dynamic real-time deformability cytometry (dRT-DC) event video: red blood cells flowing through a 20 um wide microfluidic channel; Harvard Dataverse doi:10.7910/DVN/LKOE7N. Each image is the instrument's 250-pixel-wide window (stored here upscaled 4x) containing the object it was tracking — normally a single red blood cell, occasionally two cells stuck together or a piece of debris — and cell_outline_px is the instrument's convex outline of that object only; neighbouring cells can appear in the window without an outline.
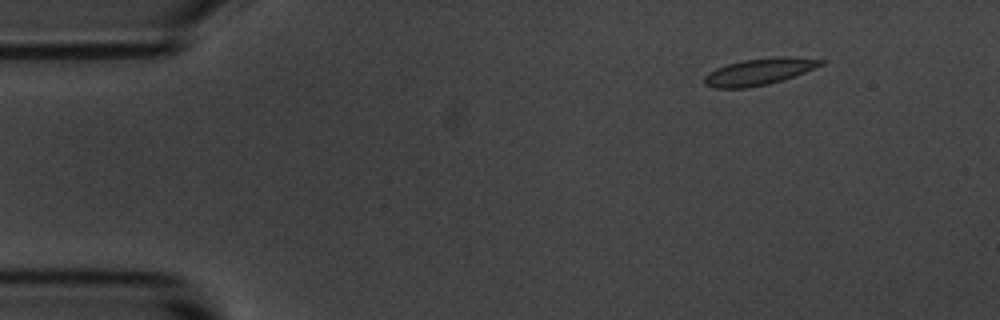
{"species": "common noctule bat (a hibernating species)", "species_latin": "Nyctalus noctula", "temperature_condition": "room temperature", "stored_images_in_passage": 10, "camera_frame_rate_fps": 3000, "um_per_image_px": 0.085, "animal": {"sex": "male", "body_mass_g": 20.1, "forearm_length_mm": 53.5}, "frame": {"image": 1, "passage_image": 2, "time_ms": 1.333, "image_size_px": [1000, 320], "cell_outline_px": [[828, 60], [824, 64], [804, 72], [768, 84], [744, 88], [716, 88], [704, 84], [704, 76], [708, 72], [716, 68], [728, 64], [744, 60], [776, 56], [784, 56]], "centroid_in_image_um": [64.52, 6.08], "position_along_channel_um": 20.5, "area_um2": 17.92}}
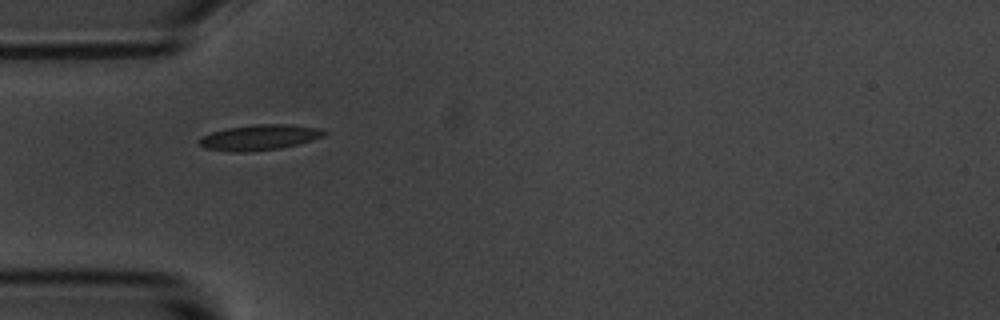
{"frame": {"image": 2, "passage_image": 5, "time_ms": 4.667, "image_size_px": [1000, 320], "cell_outline_px": [[328, 132], [324, 136], [312, 140], [280, 148], [244, 152], [228, 152], [204, 148], [196, 144], [200, 136], [212, 132], [228, 128], [256, 124], [288, 124], [320, 128]], "centroid_in_image_um": [22.0, 11.68], "position_along_channel_um": 63.0, "area_um2": 18.67}}
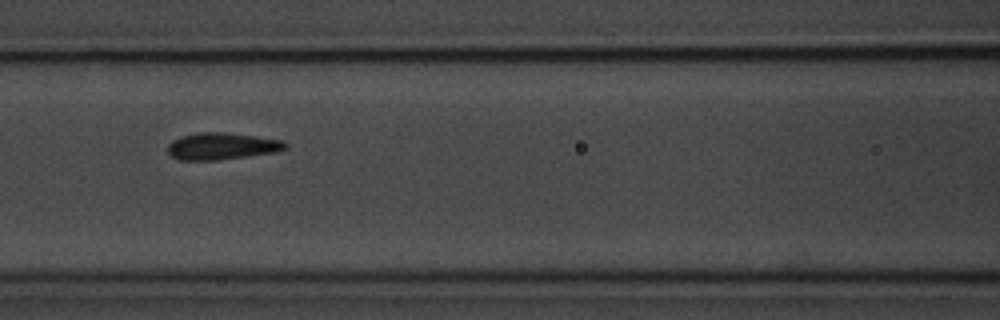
{"frame": {"image": 3, "passage_image": 7, "time_ms": 7.0, "image_size_px": [1000, 320], "cell_outline_px": [[288, 148], [276, 152], [216, 160], [180, 160], [172, 156], [168, 152], [168, 144], [172, 140], [180, 136], [196, 132], [224, 132], [256, 136], [280, 140], [288, 144]], "centroid_in_image_um": [18.84, 12.41], "position_along_channel_um": 147.8, "area_um2": 18.44}}